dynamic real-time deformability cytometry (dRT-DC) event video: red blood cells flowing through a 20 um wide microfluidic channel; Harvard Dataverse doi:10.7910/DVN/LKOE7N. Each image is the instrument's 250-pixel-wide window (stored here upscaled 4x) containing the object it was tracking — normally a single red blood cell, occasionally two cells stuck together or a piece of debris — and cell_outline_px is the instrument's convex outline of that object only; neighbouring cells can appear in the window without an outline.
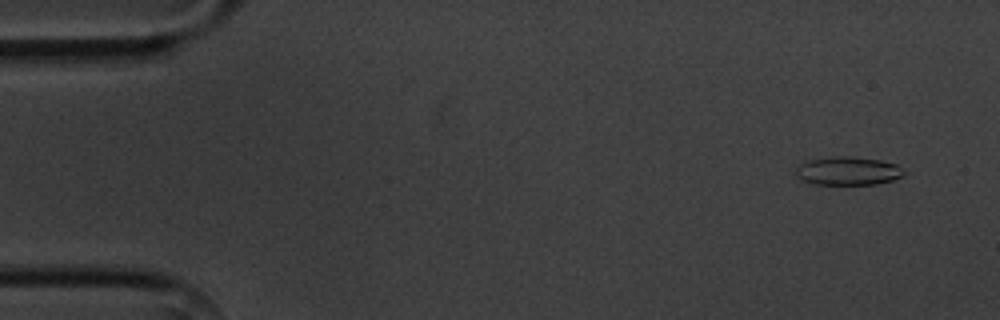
{"species": "common noctule bat (a hibernating species)", "species_latin": "Nyctalus noctula", "temperature_condition": "cold", "stored_images_in_passage": 5, "camera_frame_rate_fps": 3000, "um_per_image_px": 0.085, "animal": {"sex": "male", "body_mass_g": 20.1, "forearm_length_mm": 53.5}, "frame": {"image": 1, "passage_image": 1, "time_ms": 0.0, "image_size_px": [1000, 320], "cell_outline_px": [[908, 172], [904, 176], [892, 180], [876, 184], [816, 184], [804, 180], [796, 176], [796, 164], [804, 160], [832, 156], [848, 156], [880, 160], [896, 164], [904, 168]], "centroid_in_image_um": [72.09, 14.51], "position_along_channel_um": 12.9, "area_um2": 18.21}}